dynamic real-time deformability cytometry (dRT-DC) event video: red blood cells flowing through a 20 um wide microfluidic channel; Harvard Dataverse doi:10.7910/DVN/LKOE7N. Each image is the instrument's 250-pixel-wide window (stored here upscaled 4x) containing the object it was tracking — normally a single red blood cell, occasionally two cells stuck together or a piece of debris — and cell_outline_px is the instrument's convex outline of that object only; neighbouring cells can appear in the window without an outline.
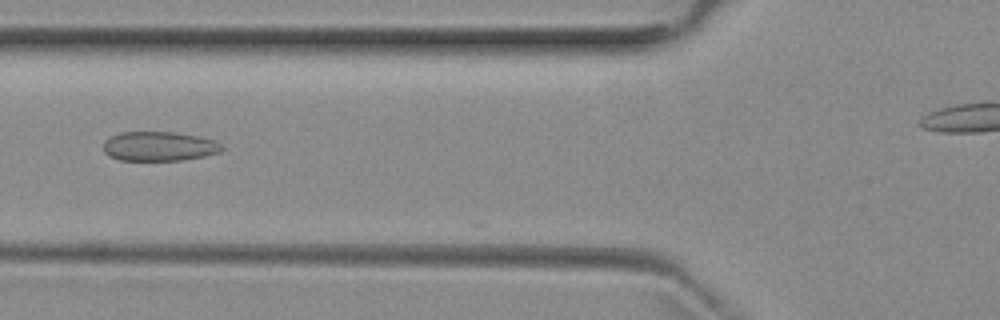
{"species": "common noctule bat (a hibernating species)", "species_latin": "Nyctalus noctula", "temperature_condition": "room temperature", "stored_images_in_passage": 2, "camera_frame_rate_fps": 3000, "um_per_image_px": 0.085, "animal": {"sex": "female", "body_mass_g": 29.2, "forearm_length_mm": 56.3}, "frame": {"image": 1, "passage_image": 2, "time_ms": 1.0, "image_size_px": [1000, 320], "cell_outline_px": [[224, 148], [220, 152], [204, 156], [180, 160], [120, 160], [108, 156], [104, 152], [104, 140], [120, 132], [172, 132], [200, 136], [216, 140]], "centroid_in_image_um": [13.53, 12.43], "position_along_channel_um": 112.3, "area_um2": 20.35}}